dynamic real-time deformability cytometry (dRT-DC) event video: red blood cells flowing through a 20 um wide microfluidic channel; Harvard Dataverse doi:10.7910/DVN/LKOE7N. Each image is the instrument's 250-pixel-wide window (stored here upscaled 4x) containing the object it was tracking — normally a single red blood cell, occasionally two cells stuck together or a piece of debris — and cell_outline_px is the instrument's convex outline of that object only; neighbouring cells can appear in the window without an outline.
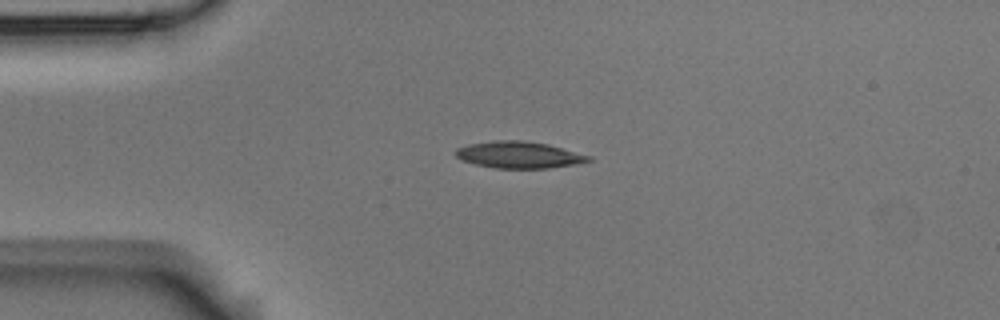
{"species": "Egyptian fruit bat (a non-hibernating species)", "species_latin": "Rousettus aegyptiacus", "temperature_condition": "room temperature", "stored_images_in_passage": 6, "camera_frame_rate_fps": 3000, "um_per_image_px": 0.085, "animal": {"sex": "male"}, "frame": {"image": 1, "passage_image": 1, "time_ms": 0.0, "image_size_px": [1000, 320], "cell_outline_px": [[592, 160], [572, 164], [548, 168], [496, 168], [476, 164], [460, 160], [456, 156], [456, 148], [468, 144], [496, 140], [520, 140], [548, 144], [592, 156]], "centroid_in_image_um": [44.09, 13.15], "position_along_channel_um": 40.9, "area_um2": 20.52}}
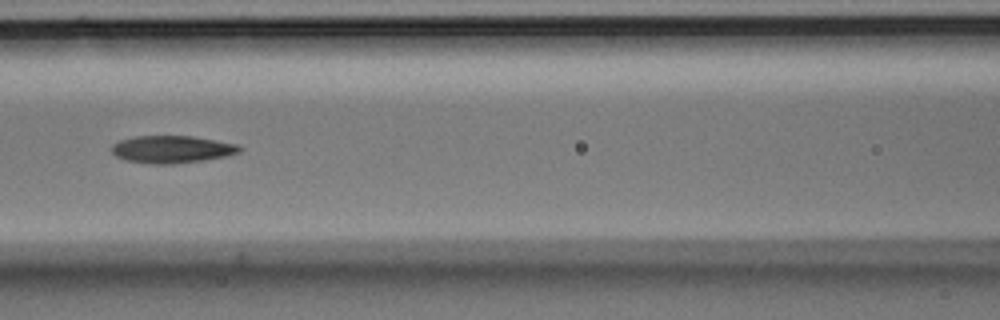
{"frame": {"image": 2, "passage_image": 4, "time_ms": 1.0, "image_size_px": [1000, 320], "cell_outline_px": [[244, 148], [240, 152], [224, 156], [204, 160], [172, 164], [152, 164], [128, 160], [116, 156], [112, 152], [112, 144], [120, 140], [136, 136], [192, 136], [240, 144]], "centroid_in_image_um": [14.65, 12.68], "position_along_channel_um": 151.9, "area_um2": 20.4}}
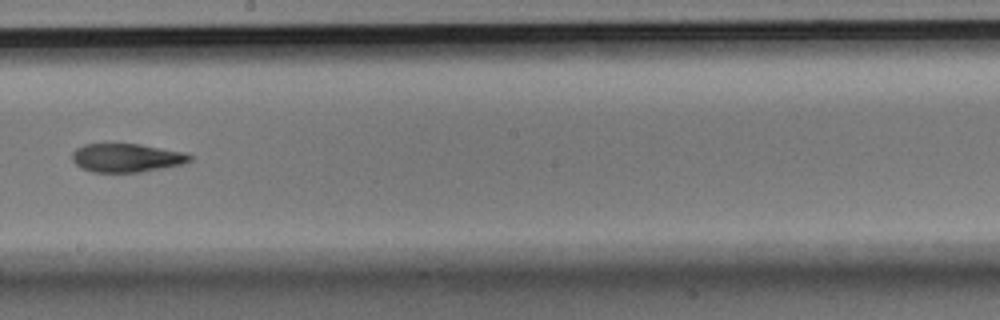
{"frame": {"image": 3, "passage_image": 6, "time_ms": 1.667, "image_size_px": [1000, 320], "cell_outline_px": [[192, 160], [180, 164], [164, 168], [140, 172], [92, 172], [80, 168], [72, 160], [72, 152], [76, 148], [84, 144], [140, 144], [188, 152], [192, 156]], "centroid_in_image_um": [10.77, 13.41], "position_along_channel_um": 237.4, "area_um2": 19.77}}